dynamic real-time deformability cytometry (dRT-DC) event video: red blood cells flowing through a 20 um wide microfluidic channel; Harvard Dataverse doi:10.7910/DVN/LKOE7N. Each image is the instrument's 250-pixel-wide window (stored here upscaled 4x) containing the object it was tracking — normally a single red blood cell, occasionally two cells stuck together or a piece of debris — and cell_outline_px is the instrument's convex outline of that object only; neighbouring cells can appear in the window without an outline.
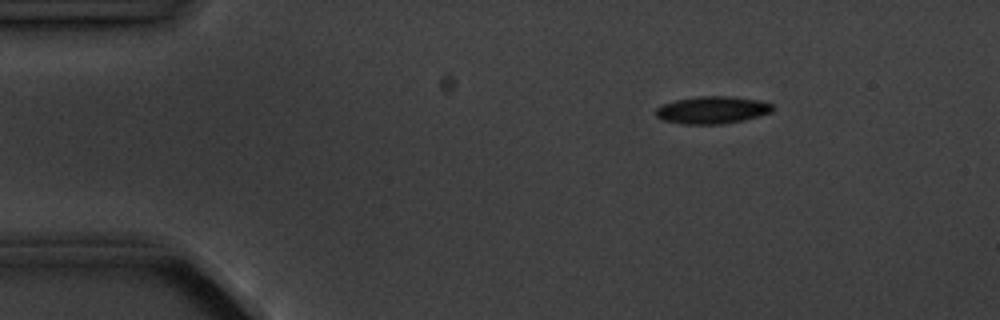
{"species": "common noctule bat (a hibernating species)", "species_latin": "Nyctalus noctula", "temperature_condition": "cold", "stored_images_in_passage": 3, "camera_frame_rate_fps": 3000, "um_per_image_px": 0.085, "animal": {"sex": "male", "body_mass_g": 20.1, "forearm_length_mm": 53.5}, "frame": {"image": 1, "passage_image": 1, "time_ms": 0.0, "image_size_px": [1000, 320], "cell_outline_px": [[772, 112], [744, 120], [720, 124], [684, 124], [660, 120], [656, 116], [656, 108], [664, 104], [676, 100], [696, 96], [732, 96], [760, 100], [772, 104]], "centroid_in_image_um": [60.53, 9.35], "position_along_channel_um": 24.5, "area_um2": 18.67}}